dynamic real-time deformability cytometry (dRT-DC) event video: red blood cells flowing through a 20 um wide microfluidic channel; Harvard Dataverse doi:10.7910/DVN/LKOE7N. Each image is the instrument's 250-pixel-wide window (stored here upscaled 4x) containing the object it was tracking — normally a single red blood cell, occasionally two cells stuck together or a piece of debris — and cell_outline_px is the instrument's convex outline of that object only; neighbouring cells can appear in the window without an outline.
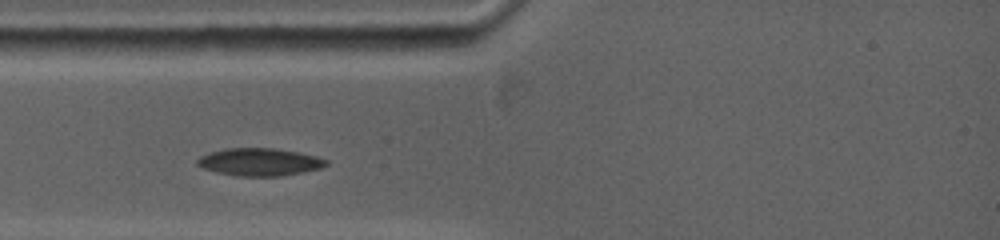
{"species": "common noctule bat (a hibernating species)", "species_latin": "Nyctalus noctula", "temperature_condition": "warm", "stored_images_in_passage": 18, "camera_frame_rate_fps": 5000, "um_per_image_px": 0.085, "animal": {"sex": "female", "body_mass_g": 19.0, "forearm_length_mm": 53.3}, "frame": {"image": 1, "passage_image": 2, "time_ms": 0.6, "image_size_px": [1000, 240], "cell_outline_px": [[328, 164], [320, 168], [304, 172], [280, 176], [236, 176], [216, 172], [204, 168], [196, 164], [196, 160], [200, 156], [212, 152], [228, 148], [272, 148], [296, 152], [316, 156], [328, 160]], "centroid_in_image_um": [22.06, 13.77], "position_along_channel_um": 62.9, "area_um2": 20.58}}
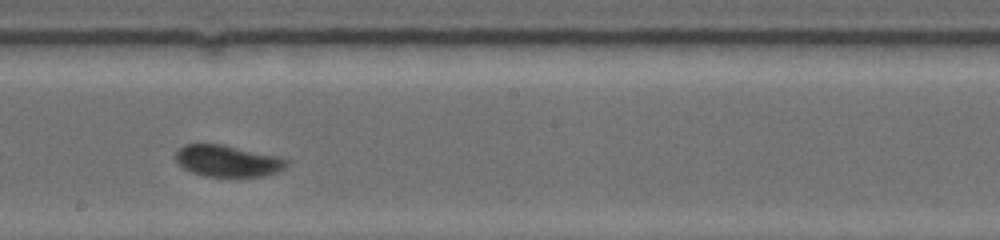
{"frame": {"image": 2, "passage_image": 9, "time_ms": 5.0, "image_size_px": [1000, 240], "cell_outline_px": [[288, 164], [280, 172], [264, 176], [204, 176], [192, 172], [184, 168], [176, 160], [176, 152], [184, 144], [220, 144], [272, 156], [288, 160]], "centroid_in_image_um": [19.32, 13.69], "position_along_channel_um": 228.9, "area_um2": 19.88}}
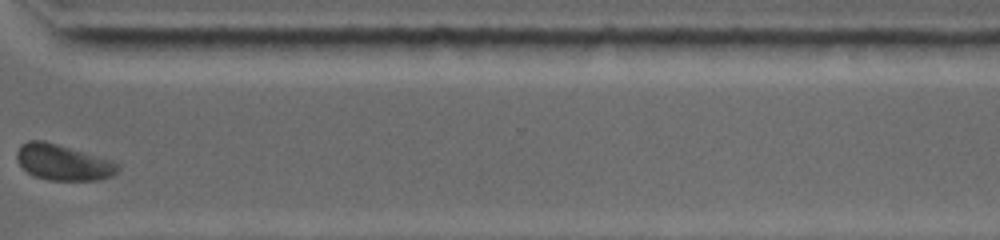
{"frame": {"image": 3, "passage_image": 15, "time_ms": 8.6, "image_size_px": [1000, 240], "cell_outline_px": [[120, 168], [112, 176], [100, 180], [48, 180], [36, 176], [28, 172], [16, 160], [16, 152], [20, 144], [28, 140], [44, 140], [120, 164]], "centroid_in_image_um": [5.31, 13.8], "position_along_channel_um": 365.3, "area_um2": 20.75}, "authors_computed_cell_mechanics": {"area_um2": 20.0855, "velocity_mm_per_s": 3.7671, "shape_relaxation_time_tau1_ms": 3.6597, "shape_relaxation_time_tau2_ms": 3.7187, "deformation_change_tau1": 0.0884, "deformation_change_tau2": 0.0809}}